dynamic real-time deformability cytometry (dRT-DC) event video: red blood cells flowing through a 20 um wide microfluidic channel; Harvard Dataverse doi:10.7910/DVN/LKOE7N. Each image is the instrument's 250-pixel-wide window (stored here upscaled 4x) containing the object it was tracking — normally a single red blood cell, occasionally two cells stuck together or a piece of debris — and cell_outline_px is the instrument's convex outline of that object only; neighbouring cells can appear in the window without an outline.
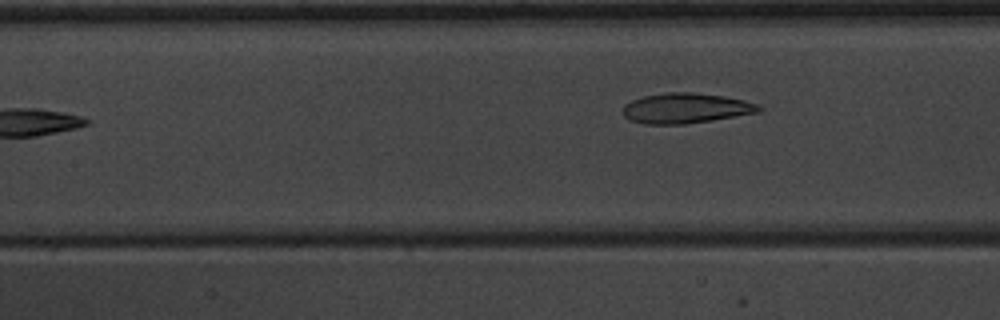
{"species": "common noctule bat (a hibernating species)", "species_latin": "Nyctalus noctula", "temperature_condition": "warm", "stored_images_in_passage": 5, "camera_frame_rate_fps": 3000, "um_per_image_px": 0.085, "animal": {"sex": "male", "body_mass_g": 20.1, "forearm_length_mm": 53.5}, "frame": {"image": 1, "passage_image": 5, "time_ms": 5.0, "image_size_px": [1000, 320], "cell_outline_px": [[764, 108], [760, 112], [712, 120], [684, 124], [644, 124], [628, 120], [624, 116], [624, 104], [632, 100], [644, 96], [668, 92], [692, 92], [724, 96], [744, 100], [760, 104]], "centroid_in_image_um": [58.32, 9.2], "position_along_channel_um": 149.1, "area_um2": 24.04}}